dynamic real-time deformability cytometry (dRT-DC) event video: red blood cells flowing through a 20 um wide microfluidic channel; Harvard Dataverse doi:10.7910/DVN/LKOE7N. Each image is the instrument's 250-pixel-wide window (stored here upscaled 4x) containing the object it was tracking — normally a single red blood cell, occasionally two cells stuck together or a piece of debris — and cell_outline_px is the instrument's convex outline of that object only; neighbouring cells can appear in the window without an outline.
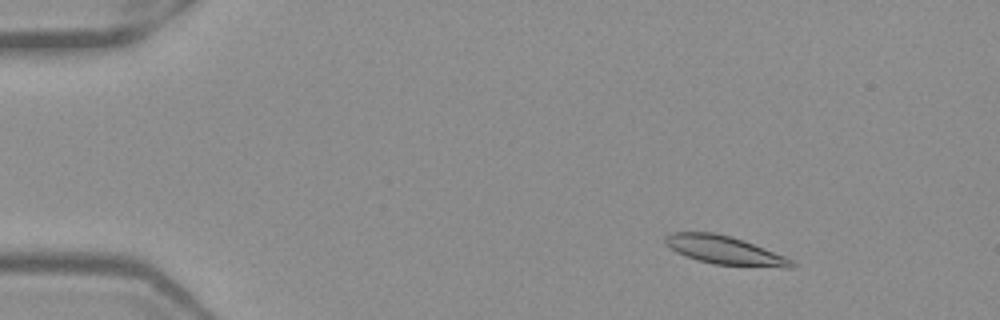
{"species": "Egyptian fruit bat (a non-hibernating species)", "species_latin": "Rousettus aegyptiacus", "temperature_condition": "warm", "stored_images_in_passage": 53, "camera_frame_rate_fps": 3000, "um_per_image_px": 0.085, "frame": {"image": 1, "passage_image": 8, "time_ms": 2.333, "image_size_px": [1000, 320], "cell_outline_px": [[796, 264], [792, 268], [784, 268], [716, 264], [696, 260], [676, 252], [664, 244], [664, 236], [672, 232], [712, 232], [744, 240], [784, 256], [792, 260]], "centroid_in_image_um": [61.57, 21.27], "position_along_channel_um": 23.4, "area_um2": 20.92}}
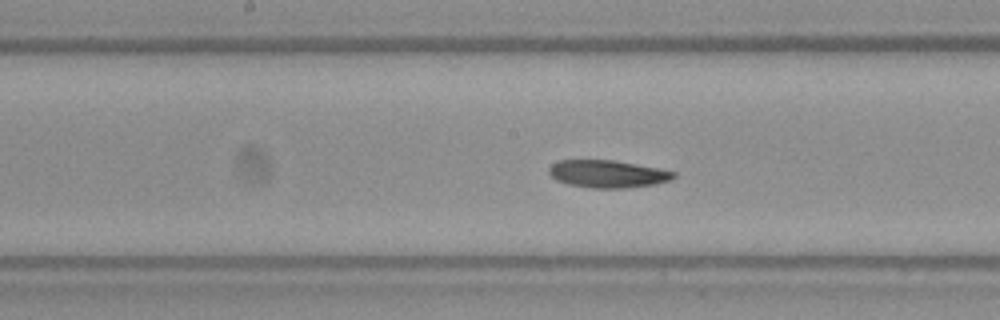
{"frame": {"image": 2, "passage_image": 28, "time_ms": 9.0, "image_size_px": [1000, 320], "cell_outline_px": [[676, 176], [668, 180], [656, 184], [624, 188], [592, 188], [568, 184], [556, 180], [548, 172], [548, 168], [552, 164], [560, 160], [612, 160], [660, 168], [676, 172]], "centroid_in_image_um": [51.64, 14.78], "position_along_channel_um": 196.6, "area_um2": 19.94}}
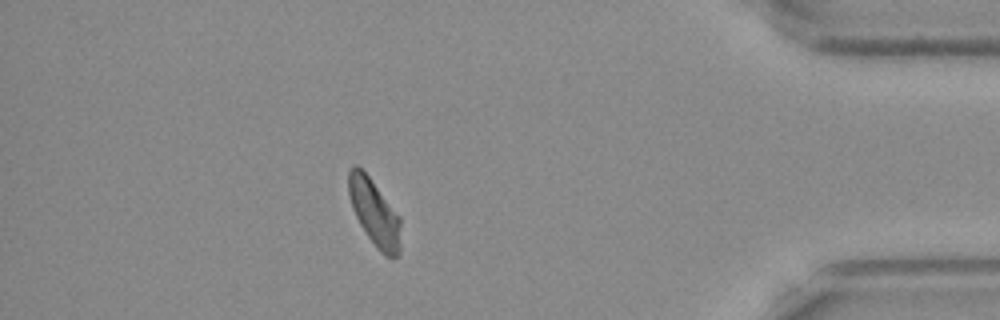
{"frame": {"image": 3, "passage_image": 47, "time_ms": 15.333, "image_size_px": [1000, 320], "cell_outline_px": [[400, 252], [396, 256], [384, 256], [376, 248], [360, 224], [352, 208], [348, 192], [348, 172], [352, 164], [356, 164], [368, 176], [400, 216]], "centroid_in_image_um": [31.81, 18.07], "position_along_channel_um": 403.4, "area_um2": 20.0}, "authors_computed_cell_mechanics": {"area_um2": 20.2878, "velocity_mm_per_s": 3.9113, "shape_relaxation_time_tau1_ms": 7.866, "shape_relaxation_time_tau2_ms": null, "deformation_change_tau1": 0.1895, "deformation_change_tau2": null}}